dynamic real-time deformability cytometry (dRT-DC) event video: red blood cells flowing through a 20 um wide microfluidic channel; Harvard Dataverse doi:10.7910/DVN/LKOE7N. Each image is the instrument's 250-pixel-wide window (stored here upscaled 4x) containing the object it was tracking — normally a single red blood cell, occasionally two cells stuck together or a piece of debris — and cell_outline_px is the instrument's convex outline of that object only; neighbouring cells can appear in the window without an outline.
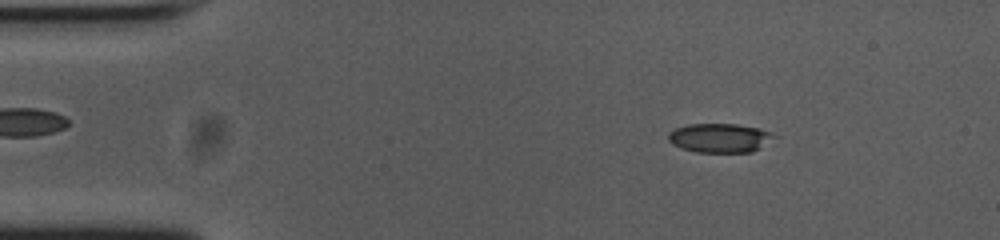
{"species": "common noctule bat (a hibernating species)", "species_latin": "Nyctalus noctula", "temperature_condition": "cold", "stored_images_in_passage": 52, "camera_frame_rate_fps": 3000, "um_per_image_px": 0.085, "animal": {"sex": "female", "body_mass_g": 23.0, "forearm_length_mm": 53.4}, "frame": {"image": 1, "passage_image": 7, "time_ms": 2.0, "image_size_px": [1000, 240], "cell_outline_px": [[776, 136], [752, 152], [696, 152], [680, 148], [672, 144], [668, 140], [668, 132], [676, 128], [688, 124], [736, 124], [760, 128]], "centroid_in_image_um": [61.11, 11.72], "position_along_channel_um": 23.9, "area_um2": 17.8}}
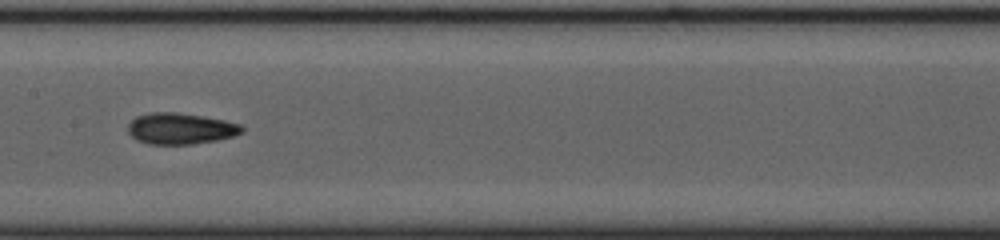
{"frame": {"image": 2, "passage_image": 26, "time_ms": 8.333, "image_size_px": [1000, 240], "cell_outline_px": [[244, 132], [232, 136], [216, 140], [192, 144], [148, 144], [136, 140], [128, 132], [128, 124], [136, 116], [152, 112], [176, 112], [224, 120], [240, 124], [244, 128]], "centroid_in_image_um": [15.32, 10.93], "position_along_channel_um": 192.1, "area_um2": 20.63}}
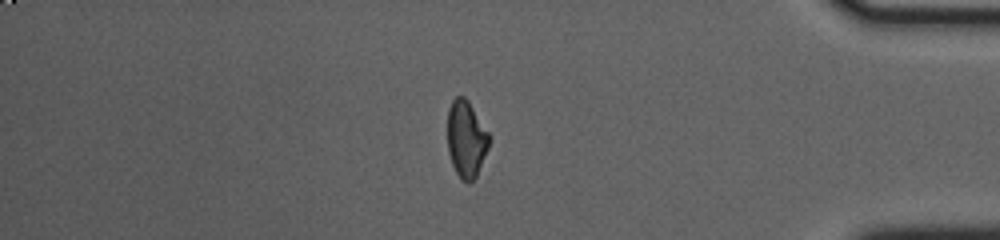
{"frame": {"image": 3, "passage_image": 45, "time_ms": 14.667, "image_size_px": [1000, 240], "cell_outline_px": [[488, 148], [476, 176], [468, 184], [456, 172], [452, 164], [448, 152], [448, 108], [452, 100], [456, 96], [464, 96], [468, 100], [488, 132]], "centroid_in_image_um": [39.61, 11.79], "position_along_channel_um": 395.6, "area_um2": 18.32}}